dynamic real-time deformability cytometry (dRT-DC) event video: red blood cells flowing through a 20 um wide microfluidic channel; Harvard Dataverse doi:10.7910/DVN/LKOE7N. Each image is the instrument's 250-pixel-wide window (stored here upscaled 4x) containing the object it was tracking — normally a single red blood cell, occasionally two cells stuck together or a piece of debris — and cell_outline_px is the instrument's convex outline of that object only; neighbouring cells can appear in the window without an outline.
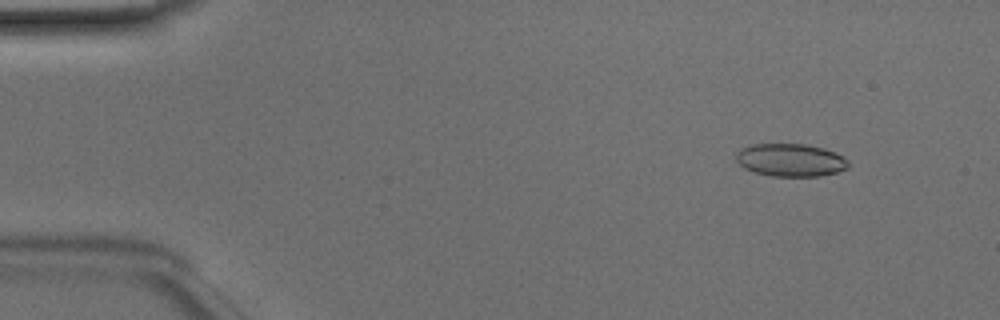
{"species": "Egyptian fruit bat (a non-hibernating species)", "species_latin": "Rousettus aegyptiacus", "temperature_condition": "room temperature", "stored_images_in_passage": 49, "camera_frame_rate_fps": 3000, "um_per_image_px": 0.085, "animal": {"sex": "male"}, "frame": {"image": 1, "passage_image": 5, "time_ms": 1.333, "image_size_px": [1000, 320], "cell_outline_px": [[848, 168], [836, 172], [820, 176], [772, 176], [752, 172], [744, 168], [736, 160], [736, 152], [740, 148], [752, 144], [808, 144], [824, 148], [836, 152], [848, 160]], "centroid_in_image_um": [67.18, 13.6], "position_along_channel_um": 17.8, "area_um2": 21.68}}
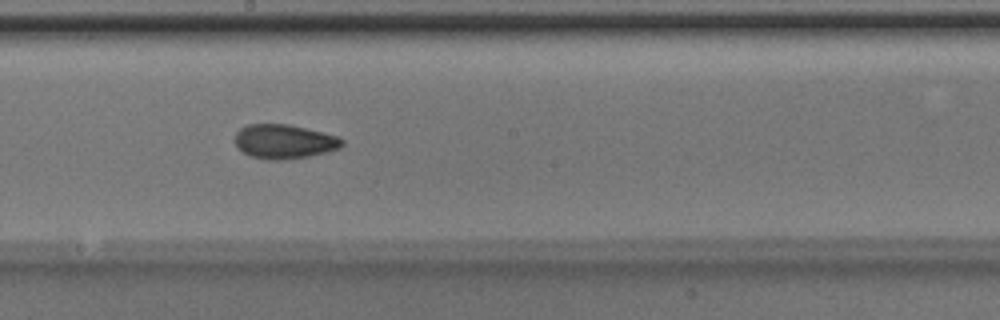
{"frame": {"image": 2, "passage_image": 27, "time_ms": 8.667, "image_size_px": [1000, 320], "cell_outline_px": [[344, 144], [340, 148], [328, 152], [308, 156], [284, 160], [268, 160], [252, 156], [244, 152], [236, 144], [236, 132], [240, 128], [248, 124], [288, 124], [336, 136], [344, 140]], "centroid_in_image_um": [24.17, 12.03], "position_along_channel_um": 224.0, "area_um2": 21.15}}
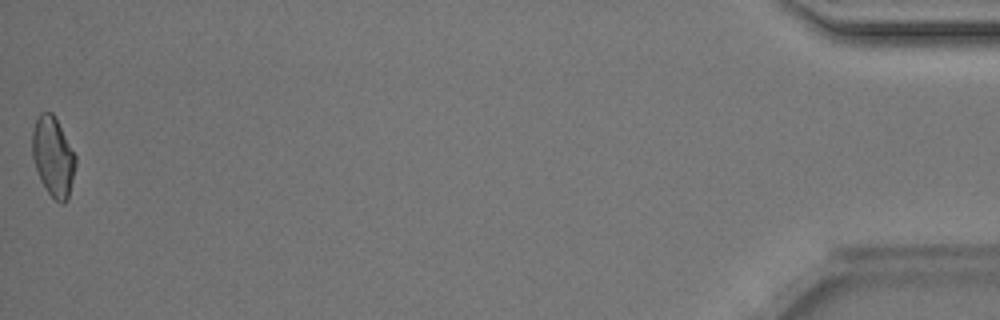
{"frame": {"image": 3, "passage_image": 49, "time_ms": 16.0, "image_size_px": [1000, 320], "cell_outline_px": [[76, 164], [68, 196], [64, 204], [60, 204], [48, 192], [40, 180], [32, 156], [32, 132], [36, 120], [40, 112], [52, 112], [76, 156]], "centroid_in_image_um": [4.5, 13.32], "position_along_channel_um": 430.7, "area_um2": 19.77}, "authors_computed_cell_mechanics": {"area_um2": 20.8658, "velocity_mm_per_s": 4.1335, "shape_relaxation_time_tau1_ms": 3.0603, "shape_relaxation_time_tau2_ms": 2.1662, "deformation_change_tau1": 0.0989, "deformation_change_tau2": 0.0725}}